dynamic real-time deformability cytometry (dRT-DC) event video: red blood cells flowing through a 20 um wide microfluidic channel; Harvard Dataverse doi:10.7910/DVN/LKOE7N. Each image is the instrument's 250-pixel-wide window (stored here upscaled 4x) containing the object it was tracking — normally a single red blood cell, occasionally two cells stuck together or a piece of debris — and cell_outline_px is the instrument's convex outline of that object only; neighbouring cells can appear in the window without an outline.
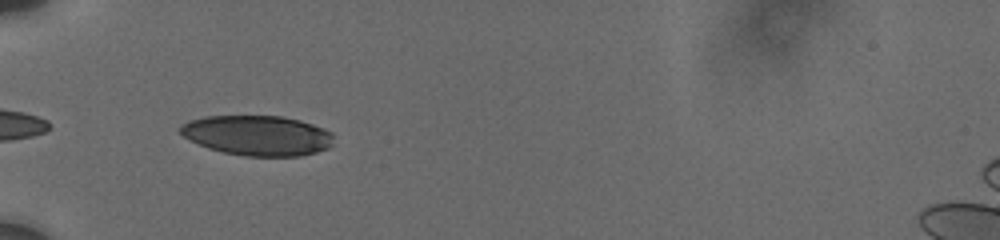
{"species": "human", "species_latin": "Homo sapiens", "temperature_condition": "cold", "stored_images_in_passage": 16, "camera_frame_rate_fps": 3000, "um_per_image_px": 0.085, "donor": {"sex": "male"}, "frame": {"image": 1, "passage_image": 1, "time_ms": 0.0, "image_size_px": [1000, 240], "cell_outline_px": [[332, 144], [328, 148], [316, 152], [300, 156], [244, 156], [224, 152], [208, 148], [184, 136], [180, 132], [180, 124], [188, 120], [204, 116], [280, 116], [300, 120], [324, 128], [332, 132]], "centroid_in_image_um": [21.89, 11.51], "position_along_channel_um": 63.1, "area_um2": 35.78}}
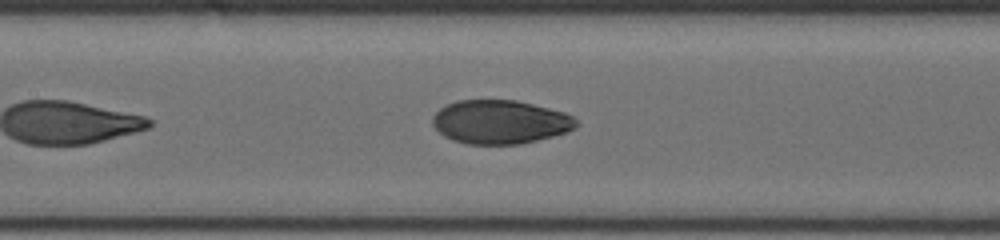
{"frame": {"image": 2, "passage_image": 9, "time_ms": 3.0, "image_size_px": [1000, 240], "cell_outline_px": [[580, 124], [576, 128], [568, 132], [520, 144], [468, 144], [452, 140], [444, 136], [432, 124], [432, 116], [440, 108], [456, 100], [516, 100], [564, 112], [572, 116]], "centroid_in_image_um": [42.51, 10.36], "position_along_channel_um": 164.9, "area_um2": 36.65}}
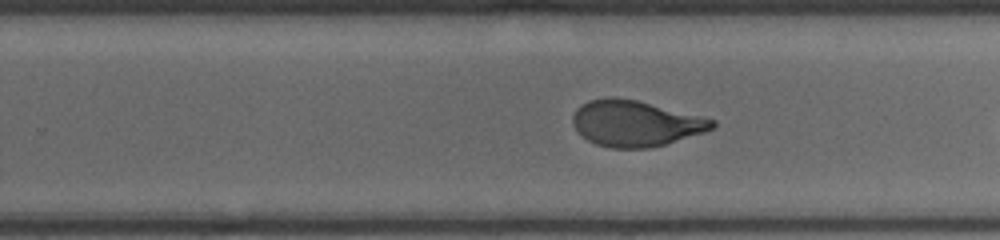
{"frame": {"image": 3, "passage_image": 14, "time_ms": 5.0, "image_size_px": [1000, 240], "cell_outline_px": [[716, 128], [704, 132], [652, 148], [608, 148], [596, 144], [588, 140], [572, 124], [572, 116], [576, 108], [580, 104], [588, 100], [612, 96], [636, 100], [716, 120]], "centroid_in_image_um": [54.0, 10.49], "position_along_channel_um": 275.8, "area_um2": 37.28}}